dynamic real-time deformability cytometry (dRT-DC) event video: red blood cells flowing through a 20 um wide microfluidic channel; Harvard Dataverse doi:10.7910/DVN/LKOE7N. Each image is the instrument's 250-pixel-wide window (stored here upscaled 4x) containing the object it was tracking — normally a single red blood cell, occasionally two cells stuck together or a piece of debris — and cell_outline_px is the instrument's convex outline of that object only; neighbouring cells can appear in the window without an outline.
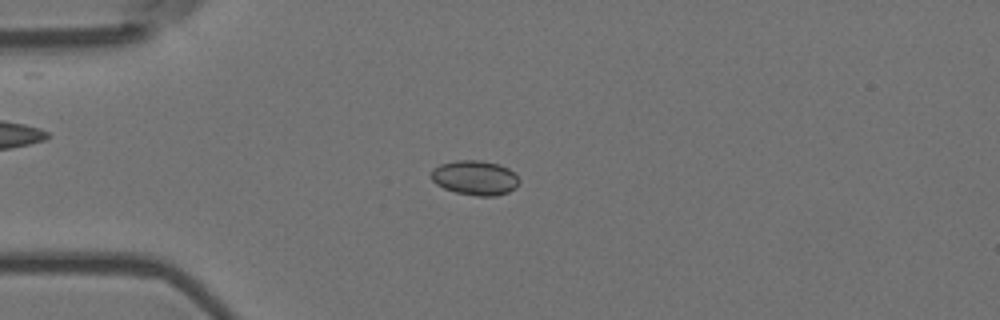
{"species": "Egyptian fruit bat (a non-hibernating species)", "species_latin": "Rousettus aegyptiacus", "temperature_condition": "room temperature", "stored_images_in_passage": 46, "camera_frame_rate_fps": 3000, "um_per_image_px": 0.085, "animal": {"sex": "female"}, "frame": {"image": 1, "passage_image": 15, "time_ms": 4.667, "image_size_px": [1000, 320], "cell_outline_px": [[520, 184], [516, 188], [508, 192], [496, 196], [476, 196], [456, 192], [444, 188], [436, 184], [432, 180], [432, 168], [440, 164], [456, 160], [480, 160], [500, 164], [508, 168], [520, 180]], "centroid_in_image_um": [40.39, 15.11], "position_along_channel_um": 44.6, "area_um2": 17.86}}
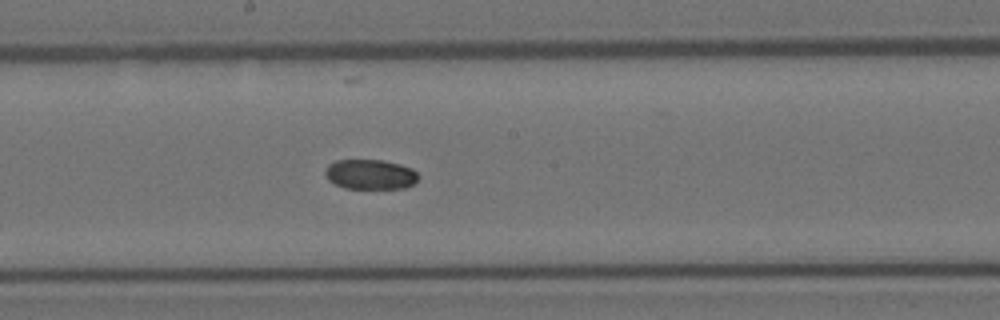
{"frame": {"image": 2, "passage_image": 31, "time_ms": 10.0, "image_size_px": [1000, 320], "cell_outline_px": [[420, 176], [412, 184], [404, 188], [344, 188], [328, 180], [324, 172], [328, 164], [336, 160], [384, 160], [400, 164], [412, 168]], "centroid_in_image_um": [31.46, 14.81], "position_along_channel_um": 216.7, "area_um2": 16.24}}
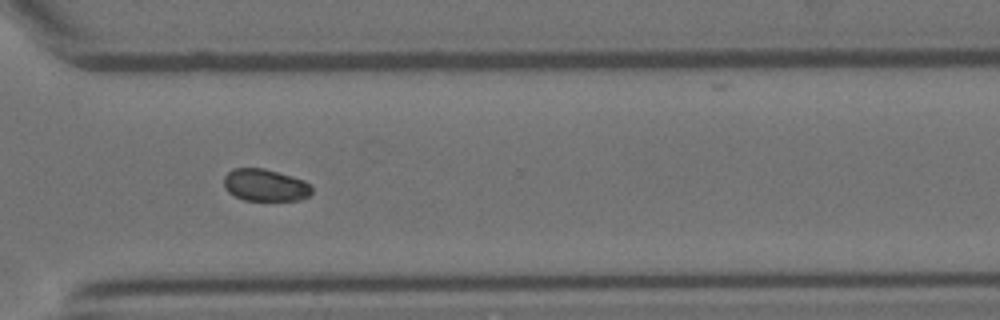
{"frame": {"image": 3, "passage_image": 42, "time_ms": 13.667, "image_size_px": [1000, 320], "cell_outline_px": [[312, 192], [308, 196], [300, 200], [244, 200], [228, 192], [224, 188], [224, 176], [232, 168], [264, 168], [304, 180], [312, 184]], "centroid_in_image_um": [22.55, 15.73], "position_along_channel_um": 348.1, "area_um2": 16.53}, "authors_computed_cell_mechanics": {"area_um2": 17.3978, "velocity_mm_per_s": 3.5957, "shape_relaxation_time_tau1_ms": 3.4014, "shape_relaxation_time_tau2_ms": null, "deformation_change_tau1": 0.0796, "deformation_change_tau2": null}}